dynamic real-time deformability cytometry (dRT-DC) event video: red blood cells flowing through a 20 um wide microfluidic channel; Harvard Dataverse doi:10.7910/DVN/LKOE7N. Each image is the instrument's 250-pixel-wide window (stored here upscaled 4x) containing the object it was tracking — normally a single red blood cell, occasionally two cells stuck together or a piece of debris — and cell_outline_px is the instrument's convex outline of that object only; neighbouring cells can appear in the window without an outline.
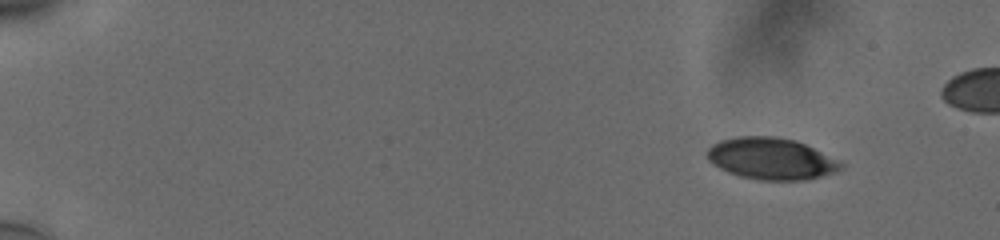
{"species": "human", "species_latin": "Homo sapiens", "temperature_condition": "cold", "stored_images_in_passage": 52, "segment_of_instrument_passage": [1, 2], "camera_frame_rate_fps": 3000, "um_per_image_px": 0.085, "donor": {"sex": "male"}, "frame": {"image": 1, "passage_image": 1, "time_ms": 0.0, "image_size_px": [1000, 240], "cell_outline_px": [[844, 168], [836, 172], [808, 180], [760, 180], [740, 176], [728, 172], [712, 164], [708, 160], [708, 148], [712, 144], [720, 140], [736, 136], [776, 136], [796, 140], [844, 164]], "centroid_in_image_um": [65.53, 13.49], "position_along_channel_um": 19.5, "area_um2": 32.43}}
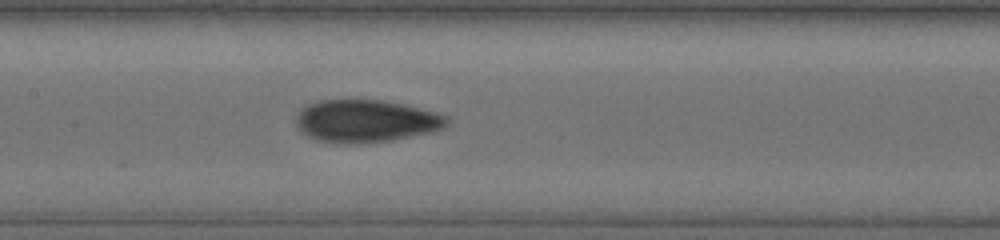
{"frame": {"image": 2, "passage_image": 25, "time_ms": 8.0, "image_size_px": [1000, 240], "cell_outline_px": [[448, 124], [444, 128], [428, 132], [392, 140], [348, 144], [316, 140], [300, 132], [296, 124], [296, 116], [300, 108], [308, 104], [320, 100], [384, 100], [404, 104], [436, 112], [448, 116]], "centroid_in_image_um": [31.07, 10.28], "position_along_channel_um": 176.3, "area_um2": 37.4}}
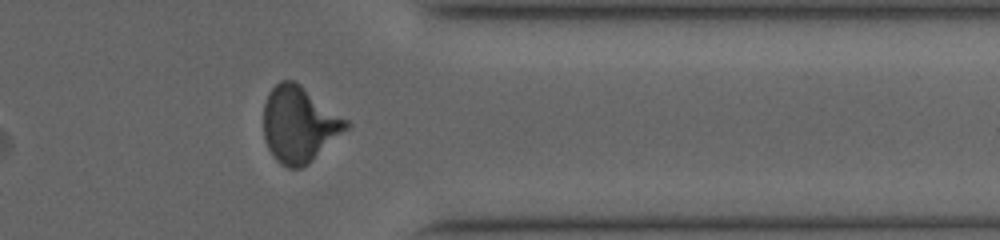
{"frame": {"image": 3, "passage_image": 42, "time_ms": 13.667, "image_size_px": [1000, 240], "cell_outline_px": [[352, 124], [348, 128], [308, 164], [300, 168], [288, 168], [280, 164], [276, 160], [268, 148], [264, 136], [264, 104], [268, 92], [280, 80], [296, 80], [348, 120]], "centroid_in_image_um": [25.43, 10.55], "position_along_channel_um": 386.0, "area_um2": 36.65}}